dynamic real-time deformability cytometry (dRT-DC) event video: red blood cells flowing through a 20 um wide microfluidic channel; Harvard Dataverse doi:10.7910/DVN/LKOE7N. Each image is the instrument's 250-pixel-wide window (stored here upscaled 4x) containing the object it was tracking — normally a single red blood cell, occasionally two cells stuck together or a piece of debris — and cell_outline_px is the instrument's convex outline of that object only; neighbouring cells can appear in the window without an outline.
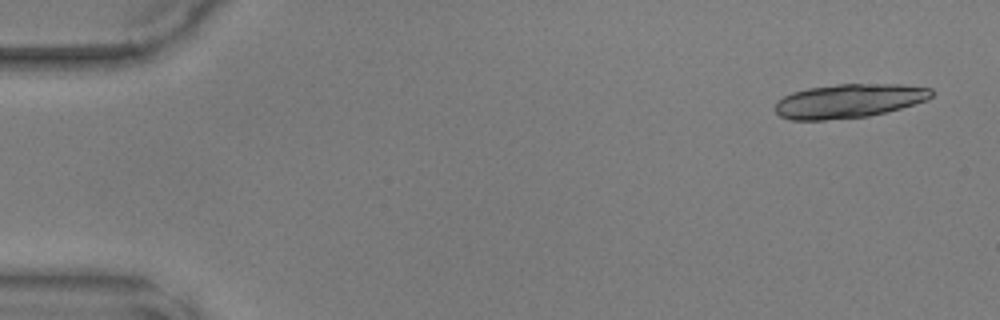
{"species": "common noctule bat (a hibernating species)", "species_latin": "Nyctalus noctula", "temperature_condition": "warm", "stored_images_in_passage": 16, "camera_frame_rate_fps": 3000, "um_per_image_px": 0.085, "animal": {"sex": "male", "body_mass_g": 17.9, "forearm_length_mm": 54.2}, "frame": {"image": 1, "passage_image": 2, "time_ms": 0.333, "image_size_px": [1000, 320], "cell_outline_px": [[936, 92], [928, 100], [900, 108], [868, 116], [824, 120], [792, 120], [780, 116], [776, 112], [776, 100], [792, 92], [808, 88], [836, 84], [904, 84], [932, 88]], "centroid_in_image_um": [72.18, 8.56], "position_along_channel_um": 12.8, "area_um2": 31.1}}